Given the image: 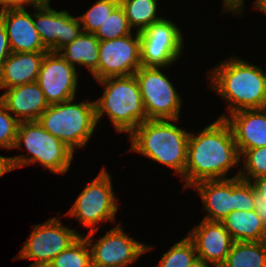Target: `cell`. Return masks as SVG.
I'll return each mask as SVG.
<instances>
[{"label": "cell", "instance_id": "1", "mask_svg": "<svg viewBox=\"0 0 266 267\" xmlns=\"http://www.w3.org/2000/svg\"><path fill=\"white\" fill-rule=\"evenodd\" d=\"M240 163L232 129L225 119L217 117L201 131L190 132L182 189L204 180L230 178L228 173Z\"/></svg>", "mask_w": 266, "mask_h": 267}, {"label": "cell", "instance_id": "2", "mask_svg": "<svg viewBox=\"0 0 266 267\" xmlns=\"http://www.w3.org/2000/svg\"><path fill=\"white\" fill-rule=\"evenodd\" d=\"M206 74L208 88L228 105V111L219 118L225 119L229 114L243 109L266 108V70L259 65L234 54L219 61Z\"/></svg>", "mask_w": 266, "mask_h": 267}, {"label": "cell", "instance_id": "3", "mask_svg": "<svg viewBox=\"0 0 266 267\" xmlns=\"http://www.w3.org/2000/svg\"><path fill=\"white\" fill-rule=\"evenodd\" d=\"M179 120H146L139 124L128 135L129 152L139 153L171 168L181 179L187 163L190 131L179 127Z\"/></svg>", "mask_w": 266, "mask_h": 267}, {"label": "cell", "instance_id": "4", "mask_svg": "<svg viewBox=\"0 0 266 267\" xmlns=\"http://www.w3.org/2000/svg\"><path fill=\"white\" fill-rule=\"evenodd\" d=\"M96 82L104 87L102 96L94 100L97 124L106 114L116 133L129 135L139 124L148 120L134 75L109 77Z\"/></svg>", "mask_w": 266, "mask_h": 267}, {"label": "cell", "instance_id": "5", "mask_svg": "<svg viewBox=\"0 0 266 267\" xmlns=\"http://www.w3.org/2000/svg\"><path fill=\"white\" fill-rule=\"evenodd\" d=\"M22 148L28 156H10L12 170L39 163L49 172L62 175L69 171L76 155L65 143L46 131L38 120L19 123L13 150L20 151Z\"/></svg>", "mask_w": 266, "mask_h": 267}, {"label": "cell", "instance_id": "6", "mask_svg": "<svg viewBox=\"0 0 266 267\" xmlns=\"http://www.w3.org/2000/svg\"><path fill=\"white\" fill-rule=\"evenodd\" d=\"M75 99L55 103L40 115L38 122L74 152L84 148L97 129L95 102Z\"/></svg>", "mask_w": 266, "mask_h": 267}, {"label": "cell", "instance_id": "7", "mask_svg": "<svg viewBox=\"0 0 266 267\" xmlns=\"http://www.w3.org/2000/svg\"><path fill=\"white\" fill-rule=\"evenodd\" d=\"M103 167L99 174L84 187L64 216L72 217L89 229L99 230L104 222H116L119 209L112 177Z\"/></svg>", "mask_w": 266, "mask_h": 267}, {"label": "cell", "instance_id": "8", "mask_svg": "<svg viewBox=\"0 0 266 267\" xmlns=\"http://www.w3.org/2000/svg\"><path fill=\"white\" fill-rule=\"evenodd\" d=\"M163 69L141 66L134 73L148 120L180 119L183 98Z\"/></svg>", "mask_w": 266, "mask_h": 267}, {"label": "cell", "instance_id": "9", "mask_svg": "<svg viewBox=\"0 0 266 267\" xmlns=\"http://www.w3.org/2000/svg\"><path fill=\"white\" fill-rule=\"evenodd\" d=\"M58 217L56 215L44 223L34 225L18 255L13 259L34 260L28 267L49 266L56 256L82 235L65 226Z\"/></svg>", "mask_w": 266, "mask_h": 267}, {"label": "cell", "instance_id": "10", "mask_svg": "<svg viewBox=\"0 0 266 267\" xmlns=\"http://www.w3.org/2000/svg\"><path fill=\"white\" fill-rule=\"evenodd\" d=\"M122 226L121 222L117 223L99 239L94 238L98 230L90 231L84 236L91 250L92 267H129L139 261L144 253L155 248L133 236L129 237Z\"/></svg>", "mask_w": 266, "mask_h": 267}, {"label": "cell", "instance_id": "11", "mask_svg": "<svg viewBox=\"0 0 266 267\" xmlns=\"http://www.w3.org/2000/svg\"><path fill=\"white\" fill-rule=\"evenodd\" d=\"M168 17L152 23L139 32L141 65L143 67L169 68L184 55V34Z\"/></svg>", "mask_w": 266, "mask_h": 267}, {"label": "cell", "instance_id": "12", "mask_svg": "<svg viewBox=\"0 0 266 267\" xmlns=\"http://www.w3.org/2000/svg\"><path fill=\"white\" fill-rule=\"evenodd\" d=\"M140 34L132 33L99 42V61L92 74L95 81L131 76L141 67Z\"/></svg>", "mask_w": 266, "mask_h": 267}, {"label": "cell", "instance_id": "13", "mask_svg": "<svg viewBox=\"0 0 266 267\" xmlns=\"http://www.w3.org/2000/svg\"><path fill=\"white\" fill-rule=\"evenodd\" d=\"M32 8L35 28L48 51L58 52L82 32L78 16L52 8L50 1H42Z\"/></svg>", "mask_w": 266, "mask_h": 267}, {"label": "cell", "instance_id": "14", "mask_svg": "<svg viewBox=\"0 0 266 267\" xmlns=\"http://www.w3.org/2000/svg\"><path fill=\"white\" fill-rule=\"evenodd\" d=\"M77 71L59 52L48 51L45 54L36 82L49 105L76 98L79 84Z\"/></svg>", "mask_w": 266, "mask_h": 267}, {"label": "cell", "instance_id": "15", "mask_svg": "<svg viewBox=\"0 0 266 267\" xmlns=\"http://www.w3.org/2000/svg\"><path fill=\"white\" fill-rule=\"evenodd\" d=\"M200 221L187 237L194 243L197 258L211 267H220L235 241L221 222Z\"/></svg>", "mask_w": 266, "mask_h": 267}, {"label": "cell", "instance_id": "16", "mask_svg": "<svg viewBox=\"0 0 266 267\" xmlns=\"http://www.w3.org/2000/svg\"><path fill=\"white\" fill-rule=\"evenodd\" d=\"M0 21L5 26L12 53L48 52L34 25V11L26 7L0 10Z\"/></svg>", "mask_w": 266, "mask_h": 267}, {"label": "cell", "instance_id": "17", "mask_svg": "<svg viewBox=\"0 0 266 267\" xmlns=\"http://www.w3.org/2000/svg\"><path fill=\"white\" fill-rule=\"evenodd\" d=\"M236 175L227 179L204 180L194 184L202 201L205 215L203 220L221 222L230 212L236 211Z\"/></svg>", "mask_w": 266, "mask_h": 267}, {"label": "cell", "instance_id": "18", "mask_svg": "<svg viewBox=\"0 0 266 267\" xmlns=\"http://www.w3.org/2000/svg\"><path fill=\"white\" fill-rule=\"evenodd\" d=\"M225 120L232 129L239 155L266 146V108L239 110Z\"/></svg>", "mask_w": 266, "mask_h": 267}, {"label": "cell", "instance_id": "19", "mask_svg": "<svg viewBox=\"0 0 266 267\" xmlns=\"http://www.w3.org/2000/svg\"><path fill=\"white\" fill-rule=\"evenodd\" d=\"M4 91L0 95V101L19 122L37 121L49 107L37 82L4 89Z\"/></svg>", "mask_w": 266, "mask_h": 267}, {"label": "cell", "instance_id": "20", "mask_svg": "<svg viewBox=\"0 0 266 267\" xmlns=\"http://www.w3.org/2000/svg\"><path fill=\"white\" fill-rule=\"evenodd\" d=\"M47 52L11 53L0 69V89H10L37 81Z\"/></svg>", "mask_w": 266, "mask_h": 267}, {"label": "cell", "instance_id": "21", "mask_svg": "<svg viewBox=\"0 0 266 267\" xmlns=\"http://www.w3.org/2000/svg\"><path fill=\"white\" fill-rule=\"evenodd\" d=\"M99 39L91 33L81 32L71 43L58 52L73 67L83 66L91 75L97 70L99 61Z\"/></svg>", "mask_w": 266, "mask_h": 267}, {"label": "cell", "instance_id": "22", "mask_svg": "<svg viewBox=\"0 0 266 267\" xmlns=\"http://www.w3.org/2000/svg\"><path fill=\"white\" fill-rule=\"evenodd\" d=\"M221 223L234 241H266V229L255 210L232 211Z\"/></svg>", "mask_w": 266, "mask_h": 267}, {"label": "cell", "instance_id": "23", "mask_svg": "<svg viewBox=\"0 0 266 267\" xmlns=\"http://www.w3.org/2000/svg\"><path fill=\"white\" fill-rule=\"evenodd\" d=\"M220 267H266V241H235Z\"/></svg>", "mask_w": 266, "mask_h": 267}, {"label": "cell", "instance_id": "24", "mask_svg": "<svg viewBox=\"0 0 266 267\" xmlns=\"http://www.w3.org/2000/svg\"><path fill=\"white\" fill-rule=\"evenodd\" d=\"M119 3L133 31L141 32L164 18L158 13V0H119Z\"/></svg>", "mask_w": 266, "mask_h": 267}, {"label": "cell", "instance_id": "25", "mask_svg": "<svg viewBox=\"0 0 266 267\" xmlns=\"http://www.w3.org/2000/svg\"><path fill=\"white\" fill-rule=\"evenodd\" d=\"M50 267H92L91 250L82 234L67 249L63 250L49 265Z\"/></svg>", "mask_w": 266, "mask_h": 267}, {"label": "cell", "instance_id": "26", "mask_svg": "<svg viewBox=\"0 0 266 267\" xmlns=\"http://www.w3.org/2000/svg\"><path fill=\"white\" fill-rule=\"evenodd\" d=\"M120 5L119 0H97L85 13L78 15L82 31L95 34L109 15Z\"/></svg>", "mask_w": 266, "mask_h": 267}, {"label": "cell", "instance_id": "27", "mask_svg": "<svg viewBox=\"0 0 266 267\" xmlns=\"http://www.w3.org/2000/svg\"><path fill=\"white\" fill-rule=\"evenodd\" d=\"M196 259L194 243L186 236L162 254L156 267H186Z\"/></svg>", "mask_w": 266, "mask_h": 267}, {"label": "cell", "instance_id": "28", "mask_svg": "<svg viewBox=\"0 0 266 267\" xmlns=\"http://www.w3.org/2000/svg\"><path fill=\"white\" fill-rule=\"evenodd\" d=\"M240 173L242 180L251 182L253 179L266 175V146L245 150L240 155ZM244 163V164H243Z\"/></svg>", "mask_w": 266, "mask_h": 267}, {"label": "cell", "instance_id": "29", "mask_svg": "<svg viewBox=\"0 0 266 267\" xmlns=\"http://www.w3.org/2000/svg\"><path fill=\"white\" fill-rule=\"evenodd\" d=\"M123 8L119 5L94 34L99 41L112 40L132 34Z\"/></svg>", "mask_w": 266, "mask_h": 267}, {"label": "cell", "instance_id": "30", "mask_svg": "<svg viewBox=\"0 0 266 267\" xmlns=\"http://www.w3.org/2000/svg\"><path fill=\"white\" fill-rule=\"evenodd\" d=\"M19 123L0 101V148L13 150Z\"/></svg>", "mask_w": 266, "mask_h": 267}, {"label": "cell", "instance_id": "31", "mask_svg": "<svg viewBox=\"0 0 266 267\" xmlns=\"http://www.w3.org/2000/svg\"><path fill=\"white\" fill-rule=\"evenodd\" d=\"M236 207L241 211L255 210L254 186L240 177H236Z\"/></svg>", "mask_w": 266, "mask_h": 267}, {"label": "cell", "instance_id": "32", "mask_svg": "<svg viewBox=\"0 0 266 267\" xmlns=\"http://www.w3.org/2000/svg\"><path fill=\"white\" fill-rule=\"evenodd\" d=\"M254 186V204H266V175L251 181Z\"/></svg>", "mask_w": 266, "mask_h": 267}, {"label": "cell", "instance_id": "33", "mask_svg": "<svg viewBox=\"0 0 266 267\" xmlns=\"http://www.w3.org/2000/svg\"><path fill=\"white\" fill-rule=\"evenodd\" d=\"M11 53L5 26L0 21V69Z\"/></svg>", "mask_w": 266, "mask_h": 267}, {"label": "cell", "instance_id": "34", "mask_svg": "<svg viewBox=\"0 0 266 267\" xmlns=\"http://www.w3.org/2000/svg\"><path fill=\"white\" fill-rule=\"evenodd\" d=\"M222 2L223 14L231 13L238 16L244 15L243 10L245 8V0H223Z\"/></svg>", "mask_w": 266, "mask_h": 267}, {"label": "cell", "instance_id": "35", "mask_svg": "<svg viewBox=\"0 0 266 267\" xmlns=\"http://www.w3.org/2000/svg\"><path fill=\"white\" fill-rule=\"evenodd\" d=\"M43 0H0V10L5 8L34 7Z\"/></svg>", "mask_w": 266, "mask_h": 267}, {"label": "cell", "instance_id": "36", "mask_svg": "<svg viewBox=\"0 0 266 267\" xmlns=\"http://www.w3.org/2000/svg\"><path fill=\"white\" fill-rule=\"evenodd\" d=\"M10 171H12L10 157L0 155V178Z\"/></svg>", "mask_w": 266, "mask_h": 267}, {"label": "cell", "instance_id": "37", "mask_svg": "<svg viewBox=\"0 0 266 267\" xmlns=\"http://www.w3.org/2000/svg\"><path fill=\"white\" fill-rule=\"evenodd\" d=\"M255 211L259 215L265 229H266V204H254Z\"/></svg>", "mask_w": 266, "mask_h": 267}, {"label": "cell", "instance_id": "38", "mask_svg": "<svg viewBox=\"0 0 266 267\" xmlns=\"http://www.w3.org/2000/svg\"><path fill=\"white\" fill-rule=\"evenodd\" d=\"M253 8L266 15V0H255Z\"/></svg>", "mask_w": 266, "mask_h": 267}, {"label": "cell", "instance_id": "39", "mask_svg": "<svg viewBox=\"0 0 266 267\" xmlns=\"http://www.w3.org/2000/svg\"><path fill=\"white\" fill-rule=\"evenodd\" d=\"M186 267H211L209 264L205 263L203 260L197 258L190 265Z\"/></svg>", "mask_w": 266, "mask_h": 267}]
</instances>
